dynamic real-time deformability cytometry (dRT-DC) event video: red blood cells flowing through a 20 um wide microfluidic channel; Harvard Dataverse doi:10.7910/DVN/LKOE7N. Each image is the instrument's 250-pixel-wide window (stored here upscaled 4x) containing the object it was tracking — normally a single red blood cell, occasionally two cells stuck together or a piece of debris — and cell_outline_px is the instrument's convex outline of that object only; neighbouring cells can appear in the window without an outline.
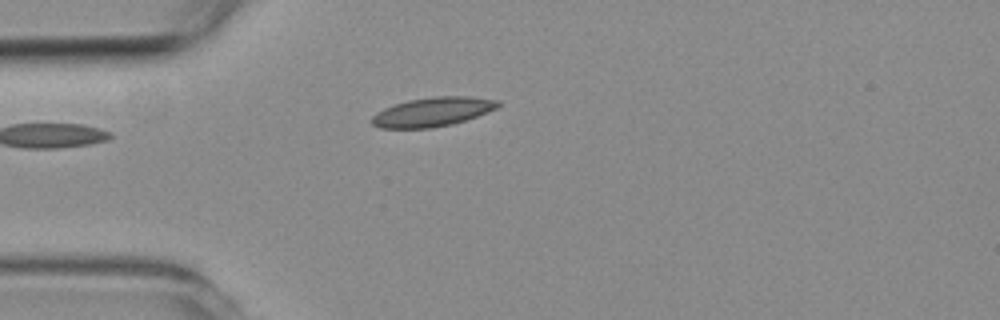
{"species": "common noctule bat (a hibernating species)", "species_latin": "Nyctalus noctula", "temperature_condition": "room temperature", "stored_images_in_passage": 1, "camera_frame_rate_fps": 3000, "um_per_image_px": 0.085, "animal": {"sex": "female", "body_mass_g": 19.3, "forearm_length_mm": 54.1}, "frame": {"image": 1, "passage_image": 1, "time_ms": 0.0, "image_size_px": [1000, 320], "cell_outline_px": [[500, 104], [496, 108], [476, 116], [452, 124], [432, 128], [380, 128], [372, 124], [372, 116], [376, 112], [384, 108], [408, 100], [436, 96], [468, 96], [500, 100]], "centroid_in_image_um": [36.76, 9.51], "position_along_channel_um": 48.2, "area_um2": 21.27}}